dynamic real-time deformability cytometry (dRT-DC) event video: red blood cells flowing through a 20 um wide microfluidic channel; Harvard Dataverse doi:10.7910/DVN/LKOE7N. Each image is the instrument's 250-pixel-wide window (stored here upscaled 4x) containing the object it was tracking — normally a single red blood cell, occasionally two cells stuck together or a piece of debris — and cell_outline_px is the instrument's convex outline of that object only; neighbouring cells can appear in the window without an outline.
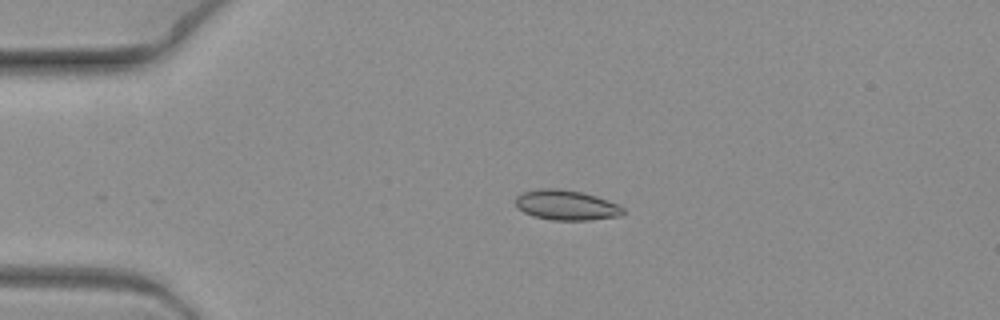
{"species": "common noctule bat (a hibernating species)", "species_latin": "Nyctalus noctula", "temperature_condition": "warm", "stored_images_in_passage": 7, "camera_frame_rate_fps": 3000, "um_per_image_px": 0.085, "animal": {"sex": "female", "body_mass_g": 19.3, "forearm_length_mm": 54.1}, "frame": {"image": 1, "passage_image": 4, "time_ms": 1.0, "image_size_px": [1000, 320], "cell_outline_px": [[624, 212], [620, 216], [588, 220], [552, 220], [532, 216], [516, 208], [516, 196], [524, 192], [540, 188], [556, 188], [584, 192], [596, 196], [616, 204], [624, 208]], "centroid_in_image_um": [48.1, 17.43], "position_along_channel_um": 36.9, "area_um2": 18.84}}
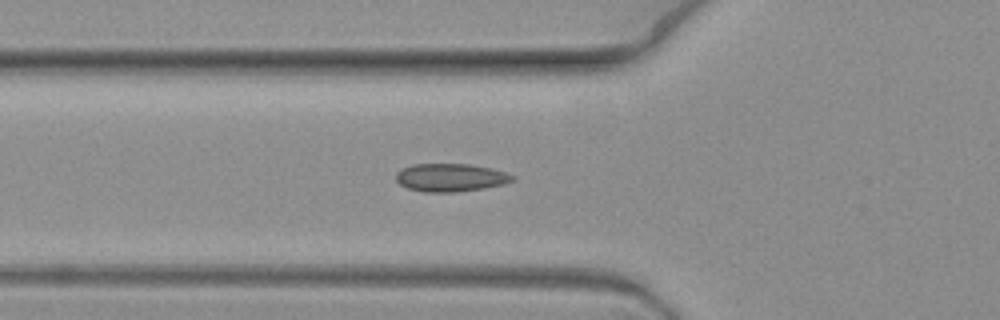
{"frame": {"image": 2, "passage_image": 7, "time_ms": 2.0, "image_size_px": [1000, 320], "cell_outline_px": [[516, 180], [504, 184], [484, 188], [456, 192], [424, 192], [408, 188], [400, 184], [396, 180], [396, 172], [400, 168], [412, 164], [468, 164], [492, 168], [516, 176]], "centroid_in_image_um": [38.3, 15.09], "position_along_channel_um": 87.5, "area_um2": 19.19}}